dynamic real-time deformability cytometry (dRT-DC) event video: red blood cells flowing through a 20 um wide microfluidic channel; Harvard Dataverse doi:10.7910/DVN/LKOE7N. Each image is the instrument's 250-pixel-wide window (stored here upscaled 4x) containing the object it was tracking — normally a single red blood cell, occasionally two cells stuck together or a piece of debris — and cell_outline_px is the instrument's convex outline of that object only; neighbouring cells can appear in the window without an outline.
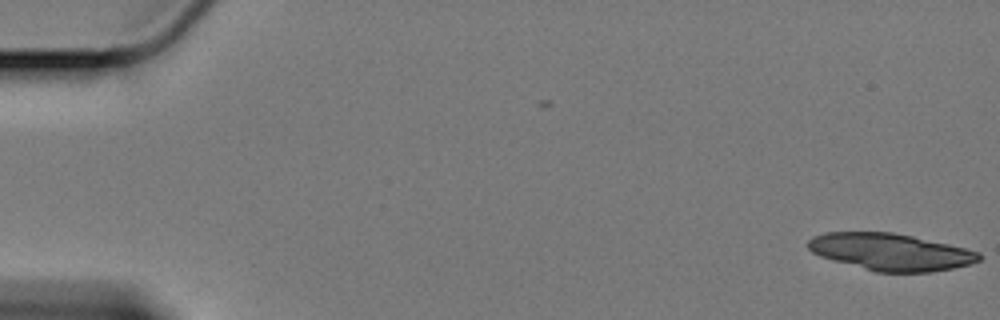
{"species": "Egyptian fruit bat (a non-hibernating species)", "species_latin": "Rousettus aegyptiacus", "temperature_condition": "cold", "stored_images_in_passage": 19, "camera_frame_rate_fps": 3000, "um_per_image_px": 0.085, "animal": {"sex": "female"}, "frame": {"image": 1, "passage_image": 1, "time_ms": 0.0, "image_size_px": [1000, 320], "cell_outline_px": [[980, 260], [968, 264], [952, 268], [932, 272], [876, 272], [820, 256], [812, 252], [808, 248], [808, 240], [816, 236], [828, 232], [892, 232], [912, 236], [948, 244], [980, 252]], "centroid_in_image_um": [75.7, 21.41], "position_along_channel_um": 9.3, "area_um2": 36.36}}